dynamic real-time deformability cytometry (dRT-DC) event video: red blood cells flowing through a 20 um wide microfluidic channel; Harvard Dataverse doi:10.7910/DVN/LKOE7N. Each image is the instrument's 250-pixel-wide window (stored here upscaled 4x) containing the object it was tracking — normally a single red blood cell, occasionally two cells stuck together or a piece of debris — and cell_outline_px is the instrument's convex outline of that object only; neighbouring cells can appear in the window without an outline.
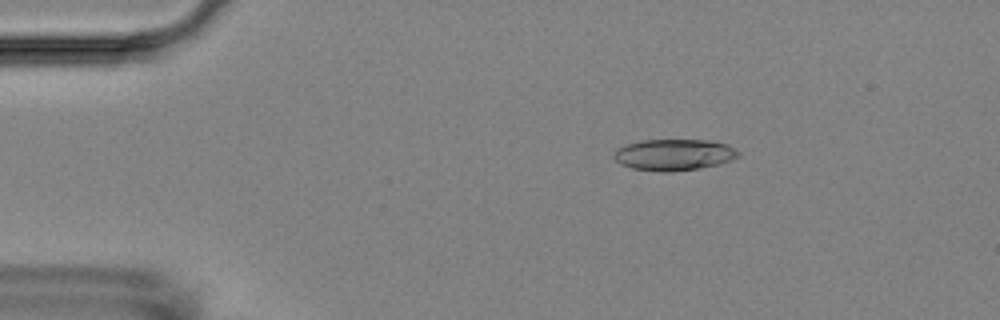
{"species": "Egyptian fruit bat (a non-hibernating species)", "species_latin": "Rousettus aegyptiacus", "temperature_condition": "room temperature", "stored_images_in_passage": 5, "camera_frame_rate_fps": 3000, "um_per_image_px": 0.085, "animal": {"sex": "female"}, "frame": {"image": 1, "passage_image": 3, "time_ms": 2.333, "image_size_px": [1000, 320], "cell_outline_px": [[740, 156], [732, 160], [720, 164], [700, 168], [672, 172], [660, 172], [632, 168], [620, 164], [612, 156], [616, 148], [624, 144], [640, 140], [708, 140], [728, 144], [740, 152]], "centroid_in_image_um": [57.28, 13.15], "position_along_channel_um": 27.7, "area_um2": 23.12}}